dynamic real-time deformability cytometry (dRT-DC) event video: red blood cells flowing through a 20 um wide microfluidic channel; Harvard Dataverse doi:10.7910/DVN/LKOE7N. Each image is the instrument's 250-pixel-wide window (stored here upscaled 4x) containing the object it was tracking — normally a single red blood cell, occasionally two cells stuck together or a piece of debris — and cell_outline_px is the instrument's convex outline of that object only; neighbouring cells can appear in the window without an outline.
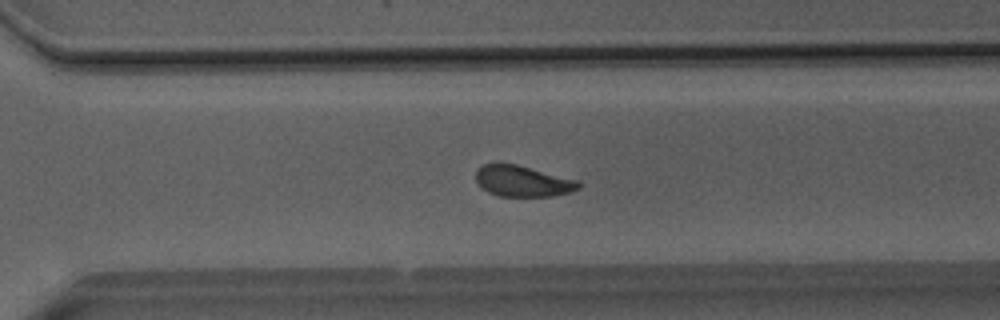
{"species": "Egyptian fruit bat (a non-hibernating species)", "species_latin": "Rousettus aegyptiacus", "temperature_condition": "room temperature", "stored_images_in_passage": 51, "camera_frame_rate_fps": 3000, "um_per_image_px": 0.085, "animal": {"sex": "male"}, "frame": {"image": 1, "passage_image": 36, "time_ms": 11.667, "image_size_px": [1000, 320], "cell_outline_px": [[580, 188], [568, 192], [552, 196], [500, 196], [488, 192], [476, 180], [476, 168], [484, 164], [516, 164], [580, 180]], "centroid_in_image_um": [44.45, 15.39], "position_along_channel_um": 326.1, "area_um2": 18.44}}
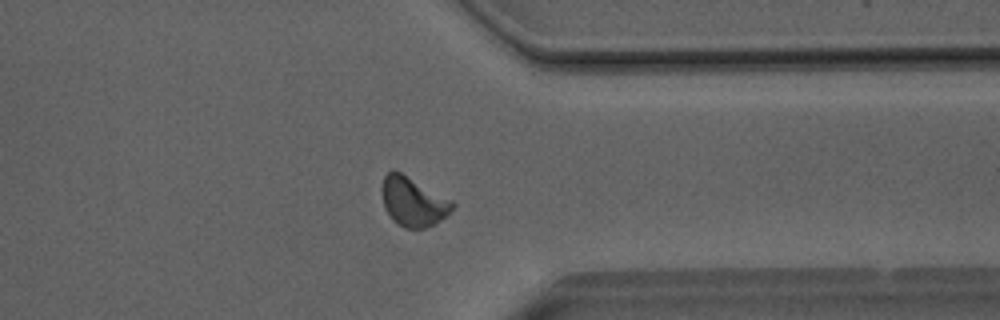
{"frame": {"image": 2, "passage_image": 40, "time_ms": 13.0, "image_size_px": [1000, 320], "cell_outline_px": [[456, 204], [436, 224], [424, 228], [404, 228], [392, 220], [384, 208], [380, 192], [384, 176], [392, 168], [400, 172], [452, 200]], "centroid_in_image_um": [35.06, 17.13], "position_along_channel_um": 376.3, "area_um2": 20.23}}
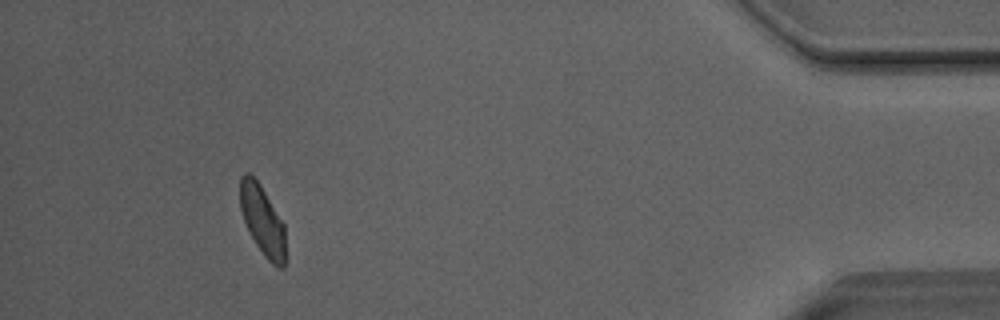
{"frame": {"image": 3, "passage_image": 47, "time_ms": 15.333, "image_size_px": [1000, 320], "cell_outline_px": [[284, 268], [276, 268], [264, 256], [256, 244], [244, 220], [240, 208], [240, 176], [244, 172], [248, 172], [260, 184], [284, 224]], "centroid_in_image_um": [22.29, 18.72], "position_along_channel_um": 412.9, "area_um2": 18.15}, "authors_computed_cell_mechanics": {"area_um2": 19.8832, "velocity_mm_per_s": 4.0308, "shape_relaxation_time_tau1_ms": 4.2645, "shape_relaxation_time_tau2_ms": 0.9602, "deformation_change_tau1": 0.1006, "deformation_change_tau2": 0.0384}}